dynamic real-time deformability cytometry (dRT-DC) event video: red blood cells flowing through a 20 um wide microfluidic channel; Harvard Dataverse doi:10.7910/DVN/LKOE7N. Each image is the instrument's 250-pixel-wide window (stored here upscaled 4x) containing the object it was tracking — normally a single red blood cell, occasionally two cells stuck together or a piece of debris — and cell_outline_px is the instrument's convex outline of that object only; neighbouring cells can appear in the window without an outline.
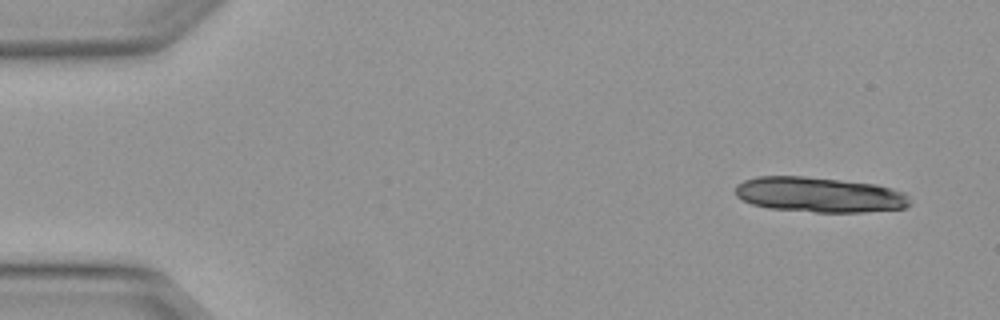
{"species": "Egyptian fruit bat (a non-hibernating species)", "species_latin": "Rousettus aegyptiacus", "temperature_condition": "warm", "stored_images_in_passage": 4, "camera_frame_rate_fps": 3000, "um_per_image_px": 0.085, "animal": {"sex": "female"}, "frame": {"image": 1, "passage_image": 1, "time_ms": 0.0, "image_size_px": [1000, 320], "cell_outline_px": [[912, 204], [904, 208], [864, 212], [816, 212], [768, 208], [752, 204], [736, 196], [736, 184], [744, 180], [756, 176], [804, 176], [876, 184], [892, 188], [904, 192], [908, 196]], "centroid_in_image_um": [69.66, 16.55], "position_along_channel_um": 15.3, "area_um2": 35.89}}
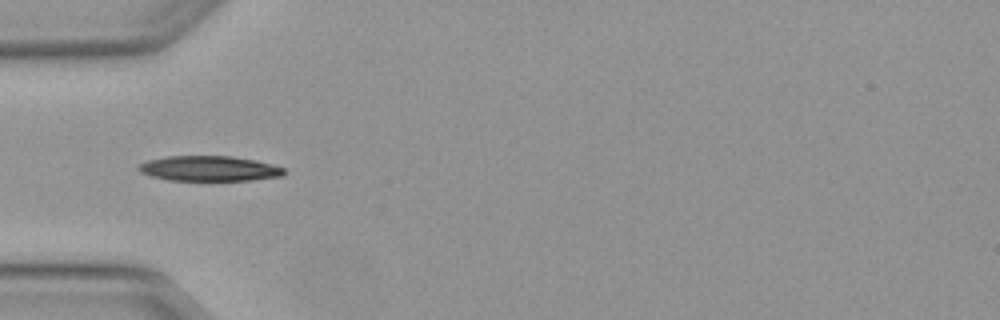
{"frame": {"image": 2, "passage_image": 4, "time_ms": 1.0, "image_size_px": [1000, 320], "cell_outline_px": [[284, 176], [252, 180], [168, 180], [152, 176], [140, 172], [136, 168], [140, 164], [148, 160], [168, 156], [232, 156], [256, 160], [272, 164], [284, 168]], "centroid_in_image_um": [17.8, 14.32], "position_along_channel_um": 67.2, "area_um2": 21.33}}